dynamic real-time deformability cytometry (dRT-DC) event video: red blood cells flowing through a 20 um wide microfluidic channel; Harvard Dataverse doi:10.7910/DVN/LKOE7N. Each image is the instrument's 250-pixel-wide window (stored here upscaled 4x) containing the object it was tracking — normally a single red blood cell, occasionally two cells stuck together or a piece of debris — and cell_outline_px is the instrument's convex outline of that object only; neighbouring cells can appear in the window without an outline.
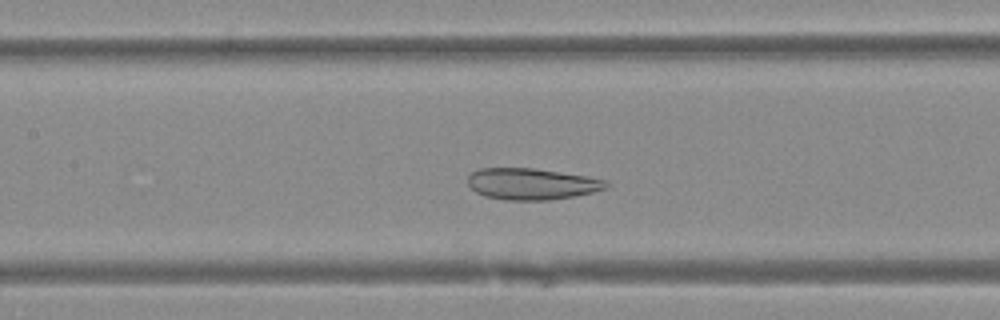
{"species": "Egyptian fruit bat (a non-hibernating species)", "species_latin": "Rousettus aegyptiacus", "temperature_condition": "warm", "stored_images_in_passage": 45, "camera_frame_rate_fps": 3000, "um_per_image_px": 0.085, "animal": {"sex": "female"}, "frame": {"image": 1, "passage_image": 18, "time_ms": 5.667, "image_size_px": [1000, 320], "cell_outline_px": [[608, 188], [592, 192], [572, 196], [548, 200], [508, 200], [484, 196], [476, 192], [468, 184], [468, 176], [472, 172], [480, 168], [532, 168], [584, 176], [608, 180]], "centroid_in_image_um": [45.17, 15.63], "position_along_channel_um": 162.2, "area_um2": 25.09}}
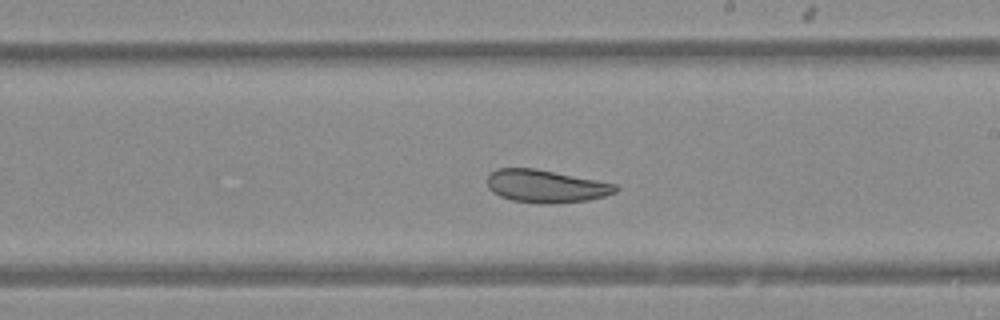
{"frame": {"image": 2, "passage_image": 24, "time_ms": 7.667, "image_size_px": [1000, 320], "cell_outline_px": [[620, 188], [616, 192], [604, 196], [588, 200], [552, 204], [544, 204], [512, 200], [500, 196], [492, 192], [488, 188], [488, 176], [496, 168], [536, 168], [616, 184]], "centroid_in_image_um": [46.4, 15.83], "position_along_channel_um": 242.6, "area_um2": 24.51}}
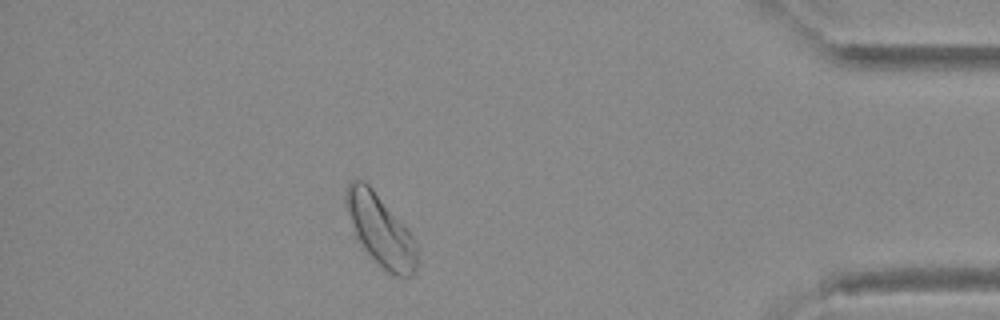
{"frame": {"image": 3, "passage_image": 39, "time_ms": 12.667, "image_size_px": [1000, 320], "cell_outline_px": [[416, 272], [412, 276], [396, 276], [388, 272], [368, 256], [356, 240], [352, 232], [344, 208], [344, 192], [348, 184], [352, 180], [364, 180], [372, 188], [412, 236], [416, 244]], "centroid_in_image_um": [32.24, 19.57], "position_along_channel_um": 403.0, "area_um2": 29.71}}